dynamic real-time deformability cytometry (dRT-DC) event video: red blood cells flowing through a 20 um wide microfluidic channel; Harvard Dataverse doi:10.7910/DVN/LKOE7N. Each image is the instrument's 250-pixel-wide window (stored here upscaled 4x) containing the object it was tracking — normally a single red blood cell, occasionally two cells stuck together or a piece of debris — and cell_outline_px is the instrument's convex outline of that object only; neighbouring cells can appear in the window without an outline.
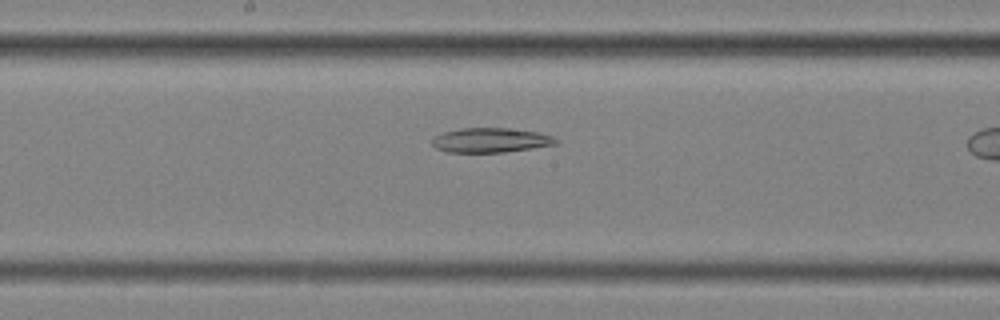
{"species": "common noctule bat (a hibernating species)", "species_latin": "Nyctalus noctula", "temperature_condition": "cold", "stored_images_in_passage": 22, "camera_frame_rate_fps": 3000, "um_per_image_px": 0.085, "animal": {"sex": "female", "body_mass_g": 25.1}, "frame": {"image": 1, "passage_image": 13, "time_ms": 4.0, "image_size_px": [1000, 320], "cell_outline_px": [[560, 140], [556, 144], [532, 148], [504, 152], [448, 152], [436, 148], [432, 144], [432, 136], [444, 132], [460, 128], [508, 128], [540, 132], [552, 136]], "centroid_in_image_um": [41.71, 11.91], "position_along_channel_um": 206.5, "area_um2": 17.8}}
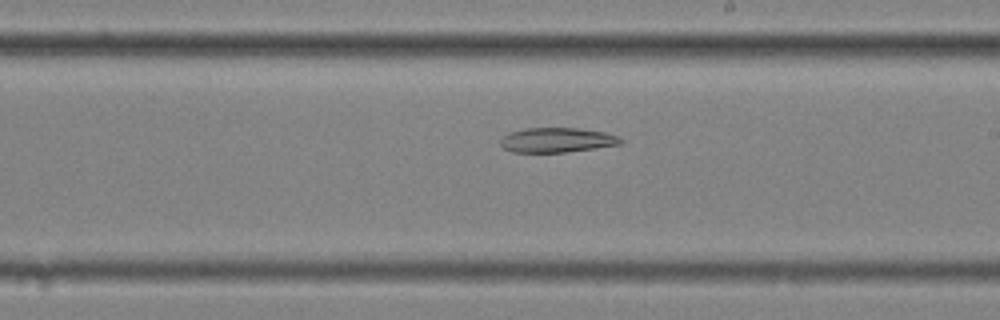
{"frame": {"image": 2, "passage_image": 16, "time_ms": 5.0, "image_size_px": [1000, 320], "cell_outline_px": [[624, 140], [620, 144], [596, 148], [564, 152], [512, 152], [504, 148], [500, 144], [500, 140], [504, 136], [512, 132], [524, 128], [580, 128], [604, 132], [620, 136]], "centroid_in_image_um": [47.37, 11.9], "position_along_channel_um": 241.6, "area_um2": 17.28}}
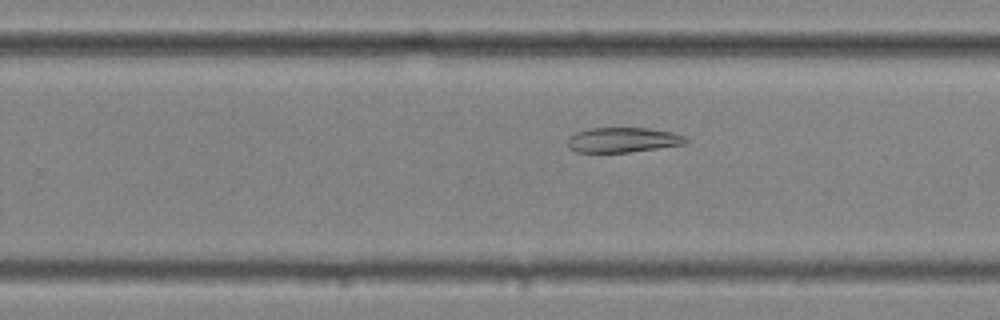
{"frame": {"image": 3, "passage_image": 19, "time_ms": 6.0, "image_size_px": [1000, 320], "cell_outline_px": [[688, 144], [628, 152], [576, 152], [568, 148], [568, 136], [576, 132], [588, 128], [648, 128], [672, 132], [684, 136], [688, 140]], "centroid_in_image_um": [52.94, 11.89], "position_along_channel_um": 276.9, "area_um2": 17.28}}